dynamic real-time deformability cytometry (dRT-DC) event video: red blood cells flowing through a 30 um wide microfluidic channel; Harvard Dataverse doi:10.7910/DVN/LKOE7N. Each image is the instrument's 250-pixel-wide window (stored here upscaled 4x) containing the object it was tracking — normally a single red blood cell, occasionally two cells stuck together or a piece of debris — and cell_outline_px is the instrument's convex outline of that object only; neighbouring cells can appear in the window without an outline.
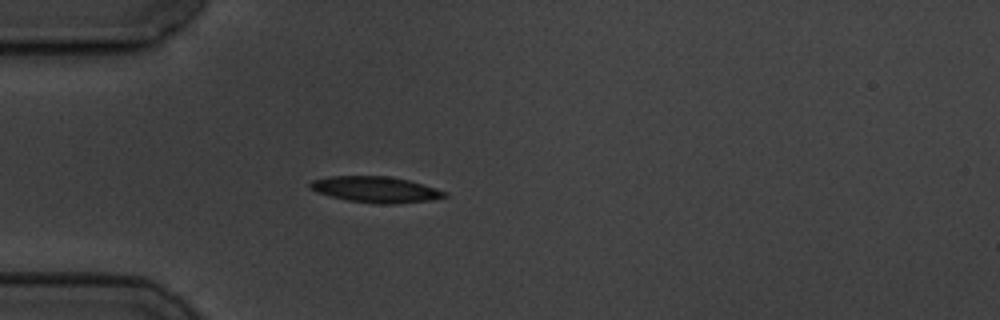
{"species": "common noctule bat (a hibernating species)", "species_latin": "Nyctalus noctula", "temperature_condition": "cold", "stored_images_in_passage": 4, "camera_frame_rate_fps": 3000, "um_per_image_px": 0.085, "animal": {"sex": "male", "body_mass_g": 19.5, "forearm_length_mm": 54.6}, "frame": {"image": 1, "passage_image": 3, "time_ms": 2.333, "image_size_px": [1000, 320], "cell_outline_px": [[448, 196], [432, 200], [396, 204], [376, 204], [348, 200], [316, 192], [308, 184], [312, 180], [328, 176], [388, 176], [408, 180], [436, 188], [448, 192]], "centroid_in_image_um": [31.96, 16.11], "position_along_channel_um": 53.0, "area_um2": 20.4}}